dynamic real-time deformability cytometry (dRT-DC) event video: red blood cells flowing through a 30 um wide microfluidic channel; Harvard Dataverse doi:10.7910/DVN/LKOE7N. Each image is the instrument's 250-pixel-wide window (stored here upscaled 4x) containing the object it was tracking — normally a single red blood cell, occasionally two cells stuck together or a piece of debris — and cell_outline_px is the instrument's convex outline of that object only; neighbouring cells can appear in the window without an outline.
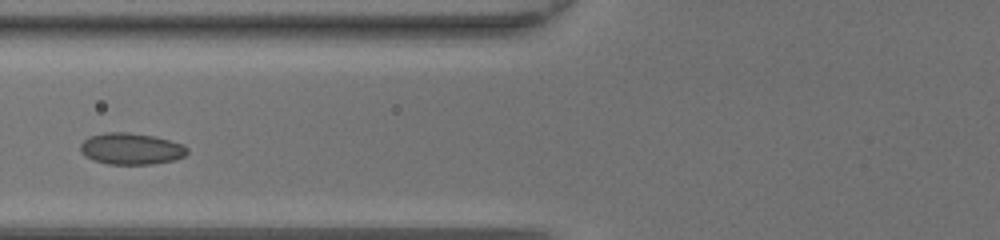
{"species": "common noctule bat (a hibernating species)", "species_latin": "Nyctalus noctula", "temperature_condition": "room temperature", "stored_images_in_passage": 13, "camera_frame_rate_fps": 3000, "um_per_image_px": 0.085, "animal": {"sex": "female", "body_mass_g": 20.0, "forearm_length_mm": 54.0}, "frame": {"image": 1, "passage_image": 10, "time_ms": 3.0, "image_size_px": [1000, 240], "cell_outline_px": [[188, 152], [184, 156], [172, 160], [152, 164], [108, 164], [92, 160], [84, 156], [80, 152], [80, 144], [88, 136], [104, 132], [128, 132], [152, 136], [184, 144], [188, 148]], "centroid_in_image_um": [11.1, 12.64], "position_along_channel_um": 114.7, "area_um2": 19.71}}